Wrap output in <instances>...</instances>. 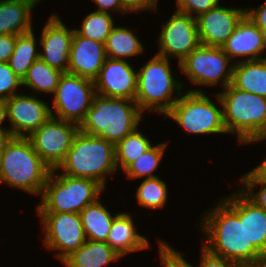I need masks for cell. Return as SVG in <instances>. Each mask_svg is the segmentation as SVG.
I'll return each mask as SVG.
<instances>
[{"instance_id": "obj_25", "label": "cell", "mask_w": 266, "mask_h": 267, "mask_svg": "<svg viewBox=\"0 0 266 267\" xmlns=\"http://www.w3.org/2000/svg\"><path fill=\"white\" fill-rule=\"evenodd\" d=\"M108 210L98 198L80 212L86 240L106 242L113 220L118 214L113 216Z\"/></svg>"}, {"instance_id": "obj_6", "label": "cell", "mask_w": 266, "mask_h": 267, "mask_svg": "<svg viewBox=\"0 0 266 267\" xmlns=\"http://www.w3.org/2000/svg\"><path fill=\"white\" fill-rule=\"evenodd\" d=\"M217 94L227 133L235 135L241 146L257 142L266 130V98L240 90L232 83Z\"/></svg>"}, {"instance_id": "obj_31", "label": "cell", "mask_w": 266, "mask_h": 267, "mask_svg": "<svg viewBox=\"0 0 266 267\" xmlns=\"http://www.w3.org/2000/svg\"><path fill=\"white\" fill-rule=\"evenodd\" d=\"M245 232L248 241L259 251L266 250V210L245 195Z\"/></svg>"}, {"instance_id": "obj_30", "label": "cell", "mask_w": 266, "mask_h": 267, "mask_svg": "<svg viewBox=\"0 0 266 267\" xmlns=\"http://www.w3.org/2000/svg\"><path fill=\"white\" fill-rule=\"evenodd\" d=\"M135 189V197L139 206L147 209H162L168 201V185L159 176L141 179Z\"/></svg>"}, {"instance_id": "obj_45", "label": "cell", "mask_w": 266, "mask_h": 267, "mask_svg": "<svg viewBox=\"0 0 266 267\" xmlns=\"http://www.w3.org/2000/svg\"><path fill=\"white\" fill-rule=\"evenodd\" d=\"M266 178V158L255 167Z\"/></svg>"}, {"instance_id": "obj_13", "label": "cell", "mask_w": 266, "mask_h": 267, "mask_svg": "<svg viewBox=\"0 0 266 267\" xmlns=\"http://www.w3.org/2000/svg\"><path fill=\"white\" fill-rule=\"evenodd\" d=\"M156 40L159 48L155 54L168 59L177 58L179 63L201 44L195 17L175 9L170 18L162 22Z\"/></svg>"}, {"instance_id": "obj_28", "label": "cell", "mask_w": 266, "mask_h": 267, "mask_svg": "<svg viewBox=\"0 0 266 267\" xmlns=\"http://www.w3.org/2000/svg\"><path fill=\"white\" fill-rule=\"evenodd\" d=\"M153 146L149 137L138 127L115 145V160L118 170L124 171Z\"/></svg>"}, {"instance_id": "obj_20", "label": "cell", "mask_w": 266, "mask_h": 267, "mask_svg": "<svg viewBox=\"0 0 266 267\" xmlns=\"http://www.w3.org/2000/svg\"><path fill=\"white\" fill-rule=\"evenodd\" d=\"M106 242L122 257L152 247L149 238L138 232L132 214L124 211L115 216Z\"/></svg>"}, {"instance_id": "obj_1", "label": "cell", "mask_w": 266, "mask_h": 267, "mask_svg": "<svg viewBox=\"0 0 266 267\" xmlns=\"http://www.w3.org/2000/svg\"><path fill=\"white\" fill-rule=\"evenodd\" d=\"M217 200V205L206 209L196 226L204 237L201 245L214 255L248 267L260 252L246 237L245 194L237 188Z\"/></svg>"}, {"instance_id": "obj_35", "label": "cell", "mask_w": 266, "mask_h": 267, "mask_svg": "<svg viewBox=\"0 0 266 267\" xmlns=\"http://www.w3.org/2000/svg\"><path fill=\"white\" fill-rule=\"evenodd\" d=\"M157 245L162 267H184V253L174 249L164 239L159 238Z\"/></svg>"}, {"instance_id": "obj_10", "label": "cell", "mask_w": 266, "mask_h": 267, "mask_svg": "<svg viewBox=\"0 0 266 267\" xmlns=\"http://www.w3.org/2000/svg\"><path fill=\"white\" fill-rule=\"evenodd\" d=\"M95 95L94 81L63 73L52 95L51 116L80 126Z\"/></svg>"}, {"instance_id": "obj_4", "label": "cell", "mask_w": 266, "mask_h": 267, "mask_svg": "<svg viewBox=\"0 0 266 267\" xmlns=\"http://www.w3.org/2000/svg\"><path fill=\"white\" fill-rule=\"evenodd\" d=\"M56 170L67 176L94 180L105 189L108 176H113L118 170L115 145L79 130Z\"/></svg>"}, {"instance_id": "obj_47", "label": "cell", "mask_w": 266, "mask_h": 267, "mask_svg": "<svg viewBox=\"0 0 266 267\" xmlns=\"http://www.w3.org/2000/svg\"><path fill=\"white\" fill-rule=\"evenodd\" d=\"M264 140H266V130L263 132V134L261 135V137L255 143L257 144V143H260L261 141H264Z\"/></svg>"}, {"instance_id": "obj_42", "label": "cell", "mask_w": 266, "mask_h": 267, "mask_svg": "<svg viewBox=\"0 0 266 267\" xmlns=\"http://www.w3.org/2000/svg\"><path fill=\"white\" fill-rule=\"evenodd\" d=\"M6 121H8L7 100L0 98V129H8V127L3 125Z\"/></svg>"}, {"instance_id": "obj_16", "label": "cell", "mask_w": 266, "mask_h": 267, "mask_svg": "<svg viewBox=\"0 0 266 267\" xmlns=\"http://www.w3.org/2000/svg\"><path fill=\"white\" fill-rule=\"evenodd\" d=\"M219 2L214 8L198 15L196 19L200 43L221 47L246 15V8L226 7Z\"/></svg>"}, {"instance_id": "obj_15", "label": "cell", "mask_w": 266, "mask_h": 267, "mask_svg": "<svg viewBox=\"0 0 266 267\" xmlns=\"http://www.w3.org/2000/svg\"><path fill=\"white\" fill-rule=\"evenodd\" d=\"M41 33L38 37L42 49L39 50V58L50 67L67 73L74 28L69 29L60 14L53 12L45 21Z\"/></svg>"}, {"instance_id": "obj_39", "label": "cell", "mask_w": 266, "mask_h": 267, "mask_svg": "<svg viewBox=\"0 0 266 267\" xmlns=\"http://www.w3.org/2000/svg\"><path fill=\"white\" fill-rule=\"evenodd\" d=\"M246 15L266 35V1L258 7H246Z\"/></svg>"}, {"instance_id": "obj_32", "label": "cell", "mask_w": 266, "mask_h": 267, "mask_svg": "<svg viewBox=\"0 0 266 267\" xmlns=\"http://www.w3.org/2000/svg\"><path fill=\"white\" fill-rule=\"evenodd\" d=\"M112 16L113 14L110 13L93 10L83 17L80 28H74V31L82 37L105 44L107 37L116 26Z\"/></svg>"}, {"instance_id": "obj_11", "label": "cell", "mask_w": 266, "mask_h": 267, "mask_svg": "<svg viewBox=\"0 0 266 267\" xmlns=\"http://www.w3.org/2000/svg\"><path fill=\"white\" fill-rule=\"evenodd\" d=\"M36 213L40 217L44 234L42 245L55 253L57 261L61 262L86 242L80 213Z\"/></svg>"}, {"instance_id": "obj_19", "label": "cell", "mask_w": 266, "mask_h": 267, "mask_svg": "<svg viewBox=\"0 0 266 267\" xmlns=\"http://www.w3.org/2000/svg\"><path fill=\"white\" fill-rule=\"evenodd\" d=\"M106 58L105 44L74 31L67 73L94 81Z\"/></svg>"}, {"instance_id": "obj_27", "label": "cell", "mask_w": 266, "mask_h": 267, "mask_svg": "<svg viewBox=\"0 0 266 267\" xmlns=\"http://www.w3.org/2000/svg\"><path fill=\"white\" fill-rule=\"evenodd\" d=\"M34 32L33 29L17 35L14 51L8 61L10 68L21 80L26 76L29 67L39 59V41Z\"/></svg>"}, {"instance_id": "obj_38", "label": "cell", "mask_w": 266, "mask_h": 267, "mask_svg": "<svg viewBox=\"0 0 266 267\" xmlns=\"http://www.w3.org/2000/svg\"><path fill=\"white\" fill-rule=\"evenodd\" d=\"M121 6L131 15L132 13H140L153 10L157 12L159 9V0H119ZM158 7V8H157Z\"/></svg>"}, {"instance_id": "obj_5", "label": "cell", "mask_w": 266, "mask_h": 267, "mask_svg": "<svg viewBox=\"0 0 266 267\" xmlns=\"http://www.w3.org/2000/svg\"><path fill=\"white\" fill-rule=\"evenodd\" d=\"M144 115L135 100L96 94L79 129L85 134L104 138L116 145L140 127Z\"/></svg>"}, {"instance_id": "obj_22", "label": "cell", "mask_w": 266, "mask_h": 267, "mask_svg": "<svg viewBox=\"0 0 266 267\" xmlns=\"http://www.w3.org/2000/svg\"><path fill=\"white\" fill-rule=\"evenodd\" d=\"M34 8L23 0H0V35H19L33 30Z\"/></svg>"}, {"instance_id": "obj_7", "label": "cell", "mask_w": 266, "mask_h": 267, "mask_svg": "<svg viewBox=\"0 0 266 267\" xmlns=\"http://www.w3.org/2000/svg\"><path fill=\"white\" fill-rule=\"evenodd\" d=\"M104 188L94 180L71 177L52 169L36 212L80 213L101 197Z\"/></svg>"}, {"instance_id": "obj_12", "label": "cell", "mask_w": 266, "mask_h": 267, "mask_svg": "<svg viewBox=\"0 0 266 267\" xmlns=\"http://www.w3.org/2000/svg\"><path fill=\"white\" fill-rule=\"evenodd\" d=\"M79 130L75 123L50 117L28 138L34 151L52 170L64 160Z\"/></svg>"}, {"instance_id": "obj_49", "label": "cell", "mask_w": 266, "mask_h": 267, "mask_svg": "<svg viewBox=\"0 0 266 267\" xmlns=\"http://www.w3.org/2000/svg\"><path fill=\"white\" fill-rule=\"evenodd\" d=\"M176 1V7L183 1V0H175Z\"/></svg>"}, {"instance_id": "obj_37", "label": "cell", "mask_w": 266, "mask_h": 267, "mask_svg": "<svg viewBox=\"0 0 266 267\" xmlns=\"http://www.w3.org/2000/svg\"><path fill=\"white\" fill-rule=\"evenodd\" d=\"M199 267H242L223 257L210 253L205 247H201Z\"/></svg>"}, {"instance_id": "obj_43", "label": "cell", "mask_w": 266, "mask_h": 267, "mask_svg": "<svg viewBox=\"0 0 266 267\" xmlns=\"http://www.w3.org/2000/svg\"><path fill=\"white\" fill-rule=\"evenodd\" d=\"M12 138V134L8 129H0V159L6 144Z\"/></svg>"}, {"instance_id": "obj_26", "label": "cell", "mask_w": 266, "mask_h": 267, "mask_svg": "<svg viewBox=\"0 0 266 267\" xmlns=\"http://www.w3.org/2000/svg\"><path fill=\"white\" fill-rule=\"evenodd\" d=\"M63 72L50 67L40 58L37 59L28 69L22 80V87H27L34 95H53ZM39 93V94H38Z\"/></svg>"}, {"instance_id": "obj_17", "label": "cell", "mask_w": 266, "mask_h": 267, "mask_svg": "<svg viewBox=\"0 0 266 267\" xmlns=\"http://www.w3.org/2000/svg\"><path fill=\"white\" fill-rule=\"evenodd\" d=\"M96 94L134 100L137 90V69L127 60L106 58L94 80Z\"/></svg>"}, {"instance_id": "obj_46", "label": "cell", "mask_w": 266, "mask_h": 267, "mask_svg": "<svg viewBox=\"0 0 266 267\" xmlns=\"http://www.w3.org/2000/svg\"><path fill=\"white\" fill-rule=\"evenodd\" d=\"M23 1H26V2H29L31 3L34 7L38 6V3L40 4V2L42 0H23Z\"/></svg>"}, {"instance_id": "obj_48", "label": "cell", "mask_w": 266, "mask_h": 267, "mask_svg": "<svg viewBox=\"0 0 266 267\" xmlns=\"http://www.w3.org/2000/svg\"><path fill=\"white\" fill-rule=\"evenodd\" d=\"M193 265L194 264H191L190 262H188L187 259H185V253H184V267H195Z\"/></svg>"}, {"instance_id": "obj_34", "label": "cell", "mask_w": 266, "mask_h": 267, "mask_svg": "<svg viewBox=\"0 0 266 267\" xmlns=\"http://www.w3.org/2000/svg\"><path fill=\"white\" fill-rule=\"evenodd\" d=\"M22 80L13 72L8 62H0V98L9 99L20 92Z\"/></svg>"}, {"instance_id": "obj_33", "label": "cell", "mask_w": 266, "mask_h": 267, "mask_svg": "<svg viewBox=\"0 0 266 267\" xmlns=\"http://www.w3.org/2000/svg\"><path fill=\"white\" fill-rule=\"evenodd\" d=\"M239 189L257 206L266 210V178L256 169L242 174L238 179ZM259 186V188H258ZM255 188L259 189L258 191Z\"/></svg>"}, {"instance_id": "obj_2", "label": "cell", "mask_w": 266, "mask_h": 267, "mask_svg": "<svg viewBox=\"0 0 266 267\" xmlns=\"http://www.w3.org/2000/svg\"><path fill=\"white\" fill-rule=\"evenodd\" d=\"M52 170L28 137L12 136L0 159V184L40 197Z\"/></svg>"}, {"instance_id": "obj_3", "label": "cell", "mask_w": 266, "mask_h": 267, "mask_svg": "<svg viewBox=\"0 0 266 267\" xmlns=\"http://www.w3.org/2000/svg\"><path fill=\"white\" fill-rule=\"evenodd\" d=\"M170 60L154 54L137 70L134 100L143 113L156 112L164 116L185 92V83L180 77L176 78L177 71L172 72Z\"/></svg>"}, {"instance_id": "obj_9", "label": "cell", "mask_w": 266, "mask_h": 267, "mask_svg": "<svg viewBox=\"0 0 266 267\" xmlns=\"http://www.w3.org/2000/svg\"><path fill=\"white\" fill-rule=\"evenodd\" d=\"M177 65L192 86H197L188 92L204 93L200 85L205 88L218 85L224 89L232 83L234 62L221 47L200 44Z\"/></svg>"}, {"instance_id": "obj_8", "label": "cell", "mask_w": 266, "mask_h": 267, "mask_svg": "<svg viewBox=\"0 0 266 267\" xmlns=\"http://www.w3.org/2000/svg\"><path fill=\"white\" fill-rule=\"evenodd\" d=\"M214 97L218 103L207 92L185 91L164 117L172 119L190 135H228L223 121L222 102L217 93Z\"/></svg>"}, {"instance_id": "obj_44", "label": "cell", "mask_w": 266, "mask_h": 267, "mask_svg": "<svg viewBox=\"0 0 266 267\" xmlns=\"http://www.w3.org/2000/svg\"><path fill=\"white\" fill-rule=\"evenodd\" d=\"M248 267H266V250L260 252Z\"/></svg>"}, {"instance_id": "obj_18", "label": "cell", "mask_w": 266, "mask_h": 267, "mask_svg": "<svg viewBox=\"0 0 266 267\" xmlns=\"http://www.w3.org/2000/svg\"><path fill=\"white\" fill-rule=\"evenodd\" d=\"M221 48L234 63L264 59L266 35L245 15Z\"/></svg>"}, {"instance_id": "obj_21", "label": "cell", "mask_w": 266, "mask_h": 267, "mask_svg": "<svg viewBox=\"0 0 266 267\" xmlns=\"http://www.w3.org/2000/svg\"><path fill=\"white\" fill-rule=\"evenodd\" d=\"M123 258L107 242L86 240L60 263L64 267H108Z\"/></svg>"}, {"instance_id": "obj_41", "label": "cell", "mask_w": 266, "mask_h": 267, "mask_svg": "<svg viewBox=\"0 0 266 267\" xmlns=\"http://www.w3.org/2000/svg\"><path fill=\"white\" fill-rule=\"evenodd\" d=\"M91 2L97 5V10L100 12L115 14L116 12L119 14H129L120 4L119 0H91Z\"/></svg>"}, {"instance_id": "obj_29", "label": "cell", "mask_w": 266, "mask_h": 267, "mask_svg": "<svg viewBox=\"0 0 266 267\" xmlns=\"http://www.w3.org/2000/svg\"><path fill=\"white\" fill-rule=\"evenodd\" d=\"M169 142L170 141H163L153 145L137 160L131 163L122 173L130 180L157 177L159 174L155 173L160 163L163 161L162 159Z\"/></svg>"}, {"instance_id": "obj_40", "label": "cell", "mask_w": 266, "mask_h": 267, "mask_svg": "<svg viewBox=\"0 0 266 267\" xmlns=\"http://www.w3.org/2000/svg\"><path fill=\"white\" fill-rule=\"evenodd\" d=\"M17 35H0V62H8L14 51Z\"/></svg>"}, {"instance_id": "obj_14", "label": "cell", "mask_w": 266, "mask_h": 267, "mask_svg": "<svg viewBox=\"0 0 266 267\" xmlns=\"http://www.w3.org/2000/svg\"><path fill=\"white\" fill-rule=\"evenodd\" d=\"M50 104L34 94L20 93L7 99L8 130L12 136L28 137L51 116Z\"/></svg>"}, {"instance_id": "obj_36", "label": "cell", "mask_w": 266, "mask_h": 267, "mask_svg": "<svg viewBox=\"0 0 266 267\" xmlns=\"http://www.w3.org/2000/svg\"><path fill=\"white\" fill-rule=\"evenodd\" d=\"M219 2H222V0H183L175 8L196 18L198 15L214 8Z\"/></svg>"}, {"instance_id": "obj_24", "label": "cell", "mask_w": 266, "mask_h": 267, "mask_svg": "<svg viewBox=\"0 0 266 267\" xmlns=\"http://www.w3.org/2000/svg\"><path fill=\"white\" fill-rule=\"evenodd\" d=\"M117 25L112 29L105 43L107 58L129 61L143 54L146 48L136 32L130 27Z\"/></svg>"}, {"instance_id": "obj_23", "label": "cell", "mask_w": 266, "mask_h": 267, "mask_svg": "<svg viewBox=\"0 0 266 267\" xmlns=\"http://www.w3.org/2000/svg\"><path fill=\"white\" fill-rule=\"evenodd\" d=\"M232 84L266 98V58L234 63Z\"/></svg>"}]
</instances>
